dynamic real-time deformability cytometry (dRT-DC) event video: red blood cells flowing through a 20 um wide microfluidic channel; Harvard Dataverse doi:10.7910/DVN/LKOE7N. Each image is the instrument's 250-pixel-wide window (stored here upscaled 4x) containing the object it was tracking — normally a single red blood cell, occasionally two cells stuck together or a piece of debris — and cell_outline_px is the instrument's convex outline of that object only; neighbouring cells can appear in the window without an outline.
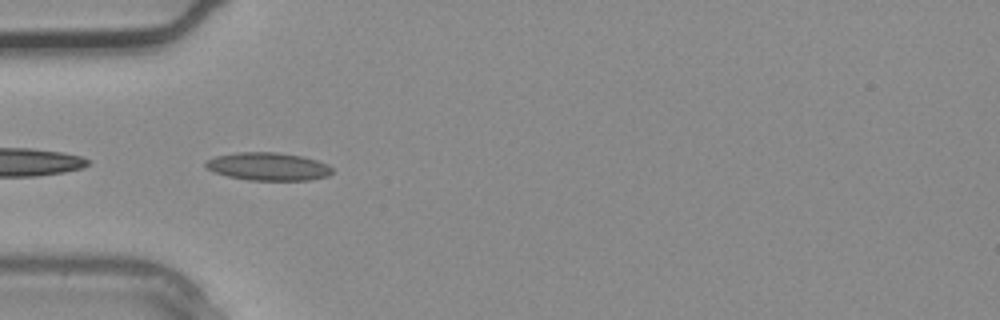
{"species": "common noctule bat (a hibernating species)", "species_latin": "Nyctalus noctula", "temperature_condition": "warm", "stored_images_in_passage": 2, "camera_frame_rate_fps": 3000, "um_per_image_px": 0.085, "animal": {"sex": "male", "body_mass_g": 20.4}, "frame": {"image": 1, "passage_image": 2, "time_ms": 0.333, "image_size_px": [1000, 320], "cell_outline_px": [[332, 172], [328, 176], [308, 180], [248, 180], [228, 176], [212, 172], [204, 168], [204, 160], [216, 156], [236, 152], [276, 152], [300, 156], [316, 160], [328, 164], [332, 168]], "centroid_in_image_um": [22.73, 14.15], "position_along_channel_um": 62.3, "area_um2": 20.75}}